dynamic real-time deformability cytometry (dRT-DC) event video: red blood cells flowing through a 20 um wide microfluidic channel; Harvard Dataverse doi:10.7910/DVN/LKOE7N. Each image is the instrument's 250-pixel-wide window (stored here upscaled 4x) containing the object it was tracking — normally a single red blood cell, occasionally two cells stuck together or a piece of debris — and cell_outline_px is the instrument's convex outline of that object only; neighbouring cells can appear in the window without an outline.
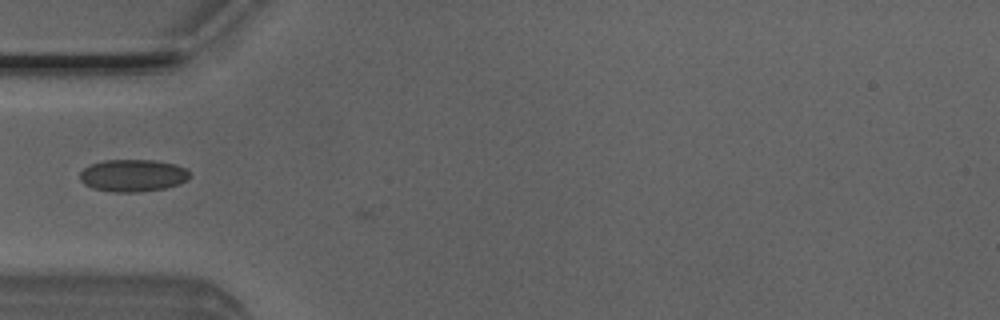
{"species": "Egyptian fruit bat (a non-hibernating species)", "species_latin": "Rousettus aegyptiacus", "temperature_condition": "room temperature", "stored_images_in_passage": 5, "camera_frame_rate_fps": 3000, "um_per_image_px": 0.085, "animal": {"sex": "male"}, "frame": {"image": 1, "passage_image": 4, "time_ms": 1.0, "image_size_px": [1000, 320], "cell_outline_px": [[188, 180], [180, 184], [164, 188], [140, 192], [112, 192], [92, 188], [84, 184], [80, 180], [80, 172], [84, 168], [92, 164], [104, 160], [152, 160], [176, 164], [184, 168], [188, 172]], "centroid_in_image_um": [11.28, 14.92], "position_along_channel_um": 73.7, "area_um2": 20.63}}